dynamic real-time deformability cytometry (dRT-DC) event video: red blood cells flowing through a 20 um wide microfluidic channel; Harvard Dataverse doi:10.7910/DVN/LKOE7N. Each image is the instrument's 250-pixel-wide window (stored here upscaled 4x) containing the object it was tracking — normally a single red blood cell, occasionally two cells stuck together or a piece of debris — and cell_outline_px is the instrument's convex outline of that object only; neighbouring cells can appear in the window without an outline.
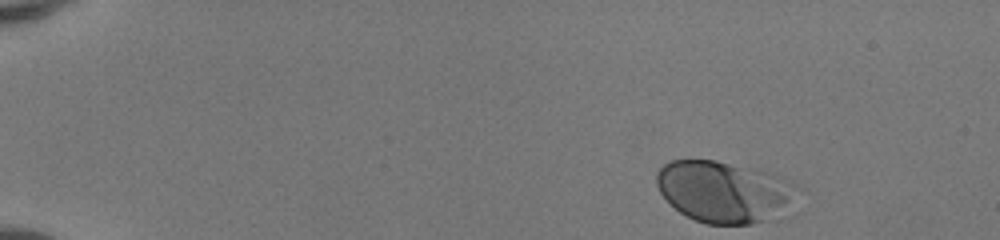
{"species": "human", "species_latin": "Homo sapiens", "temperature_condition": "room temperature", "stored_images_in_passage": 41, "camera_frame_rate_fps": 3000, "um_per_image_px": 0.085, "donor": {"sex": "female"}, "frame": {"image": 1, "passage_image": 1, "time_ms": 0.0, "image_size_px": [1000, 240], "cell_outline_px": [[800, 212], [792, 216], [776, 220], [752, 224], [708, 224], [696, 220], [680, 212], [660, 192], [656, 184], [656, 172], [664, 164], [672, 160], [716, 160], [760, 168], [776, 172], [796, 184], [800, 188]], "centroid_in_image_um": [61.84, 16.32], "position_along_channel_um": 23.2, "area_um2": 53.29}}
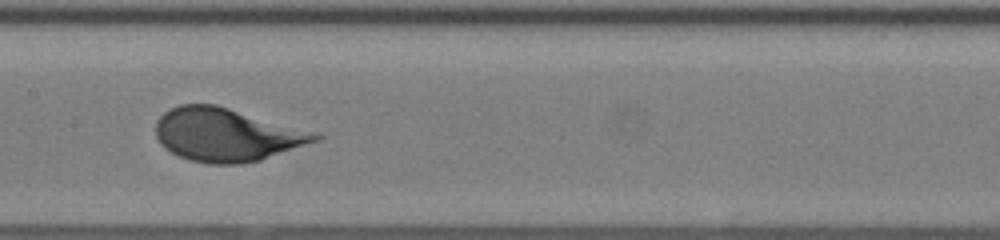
{"frame": {"image": 2, "passage_image": 22, "time_ms": 7.0, "image_size_px": [1000, 240], "cell_outline_px": [[324, 136], [320, 140], [260, 160], [240, 164], [208, 164], [192, 160], [180, 156], [164, 148], [160, 144], [156, 136], [156, 120], [164, 112], [180, 104], [216, 104]], "centroid_in_image_um": [19.19, 11.46], "position_along_channel_um": 188.2, "area_um2": 48.73}}
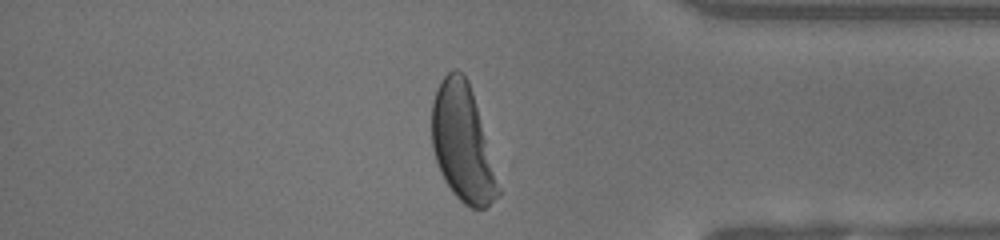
{"frame": {"image": 3, "passage_image": 38, "time_ms": 12.333, "image_size_px": [1000, 240], "cell_outline_px": [[500, 196], [484, 208], [472, 208], [464, 204], [452, 192], [444, 180], [440, 172], [432, 148], [432, 100], [436, 88], [440, 80], [448, 72], [456, 68], [468, 80], [472, 92], [500, 192]], "centroid_in_image_um": [39.26, 12.16], "position_along_channel_um": 395.9, "area_um2": 44.33}}